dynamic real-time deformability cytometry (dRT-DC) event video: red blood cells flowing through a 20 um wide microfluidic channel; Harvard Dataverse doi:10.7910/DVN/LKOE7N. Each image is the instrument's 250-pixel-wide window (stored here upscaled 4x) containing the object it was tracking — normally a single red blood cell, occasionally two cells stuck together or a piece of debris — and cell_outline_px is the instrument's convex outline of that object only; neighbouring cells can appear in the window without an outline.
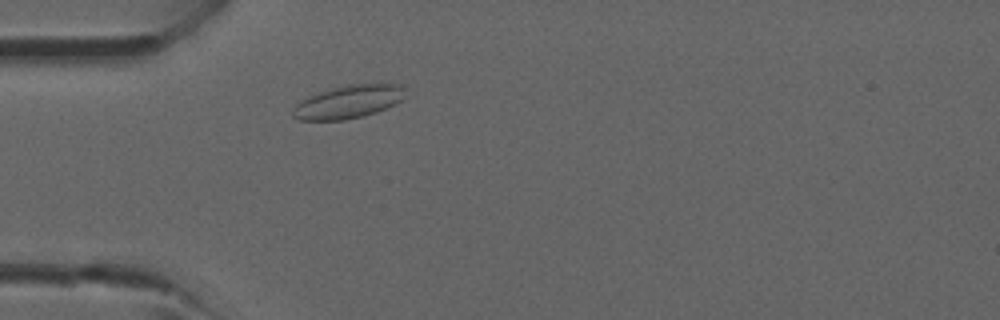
{"species": "common noctule bat (a hibernating species)", "species_latin": "Nyctalus noctula", "temperature_condition": "room temperature", "stored_images_in_passage": 36, "camera_frame_rate_fps": 3000, "um_per_image_px": 0.085, "animal": {"sex": "male", "forearm_length_mm": 52.5}, "frame": {"image": 1, "passage_image": 6, "time_ms": 1.667, "image_size_px": [1000, 320], "cell_outline_px": [[408, 96], [376, 112], [364, 116], [344, 120], [300, 120], [292, 116], [292, 112], [296, 104], [300, 100], [308, 96], [344, 84], [372, 80], [384, 80], [404, 84]], "centroid_in_image_um": [29.73, 8.57], "position_along_channel_um": 55.3, "area_um2": 22.83}}
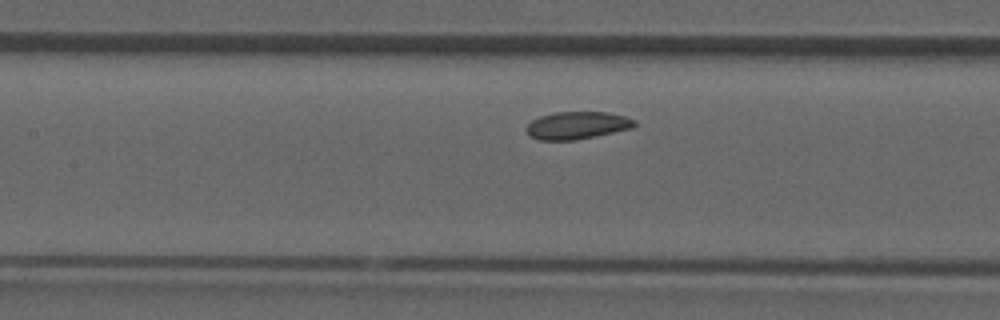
{"frame": {"image": 2, "passage_image": 13, "time_ms": 4.0, "image_size_px": [1000, 320], "cell_outline_px": [[636, 124], [632, 128], [576, 140], [540, 140], [528, 136], [524, 128], [532, 120], [540, 116], [556, 112], [608, 112], [624, 116], [636, 120]], "centroid_in_image_um": [49.02, 10.66], "position_along_channel_um": 158.4, "area_um2": 17.4}}
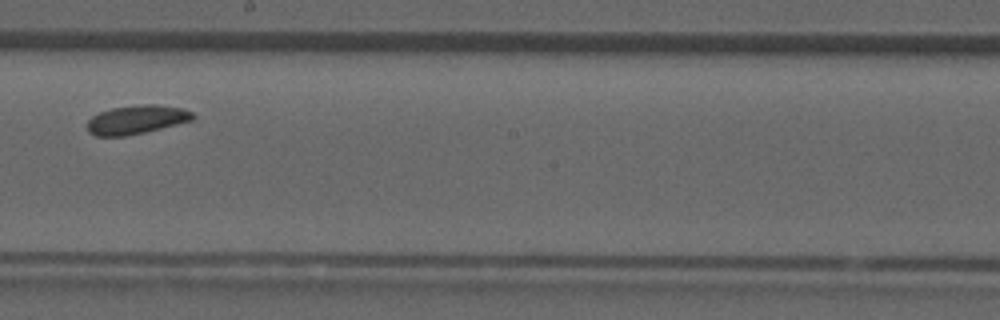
{"frame": {"image": 3, "passage_image": 18, "time_ms": 5.667, "image_size_px": [1000, 320], "cell_outline_px": [[196, 116], [192, 120], [144, 132], [124, 136], [96, 136], [88, 132], [88, 120], [92, 116], [100, 112], [112, 108], [140, 104], [156, 104], [184, 108], [192, 112]], "centroid_in_image_um": [11.61, 10.15], "position_along_channel_um": 236.6, "area_um2": 17.63}}